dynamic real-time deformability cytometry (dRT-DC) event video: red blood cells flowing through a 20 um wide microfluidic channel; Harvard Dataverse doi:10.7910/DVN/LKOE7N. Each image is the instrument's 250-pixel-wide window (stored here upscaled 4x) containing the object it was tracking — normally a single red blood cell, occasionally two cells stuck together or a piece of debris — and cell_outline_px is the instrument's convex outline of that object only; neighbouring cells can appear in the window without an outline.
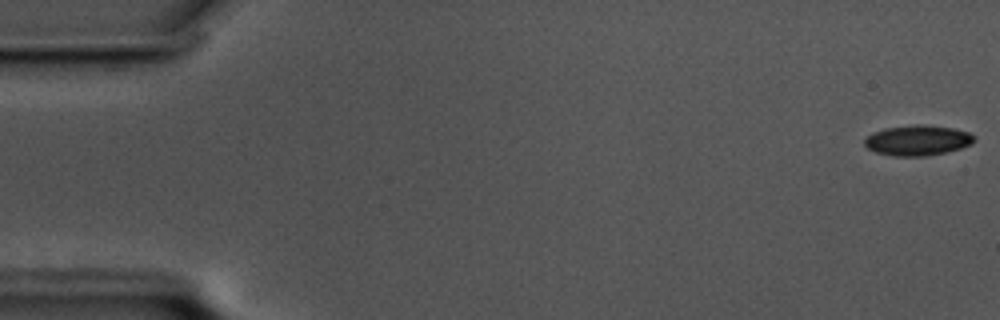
{"species": "common noctule bat (a hibernating species)", "species_latin": "Nyctalus noctula", "temperature_condition": "cold", "stored_images_in_passage": 59, "camera_frame_rate_fps": 3000, "um_per_image_px": 0.085, "animal": {"sex": "male", "body_mass_g": 17.5, "forearm_length_mm": 52.3}, "frame": {"image": 1, "passage_image": 1, "time_ms": 0.0, "image_size_px": [1000, 320], "cell_outline_px": [[976, 140], [972, 144], [960, 148], [928, 156], [892, 156], [876, 152], [868, 148], [864, 144], [864, 140], [868, 136], [884, 128], [916, 124], [924, 124], [952, 128], [968, 132], [976, 136]], "centroid_in_image_um": [78.02, 11.93], "position_along_channel_um": 7.0, "area_um2": 19.36}}
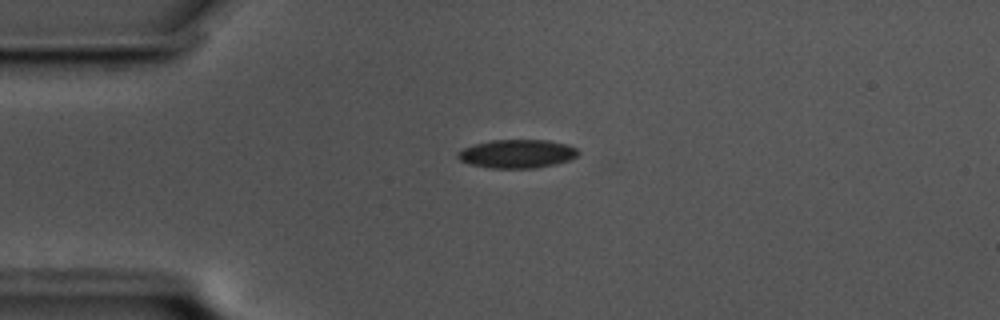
{"frame": {"image": 2, "passage_image": 14, "time_ms": 4.333, "image_size_px": [1000, 320], "cell_outline_px": [[580, 152], [576, 156], [568, 160], [536, 168], [492, 168], [472, 164], [460, 160], [456, 156], [456, 152], [464, 148], [476, 144], [492, 140], [548, 140], [568, 144], [576, 148]], "centroid_in_image_um": [43.96, 13.06], "position_along_channel_um": 41.0, "area_um2": 19.83}}
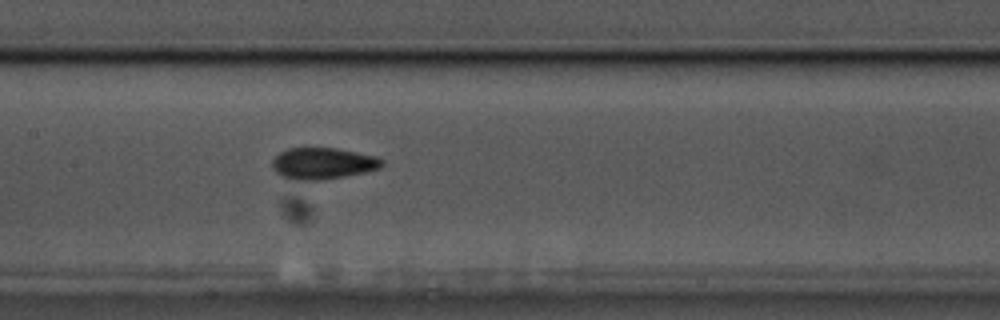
{"frame": {"image": 3, "passage_image": 28, "time_ms": 9.0, "image_size_px": [1000, 320], "cell_outline_px": [[384, 164], [380, 168], [364, 172], [344, 176], [320, 180], [292, 180], [280, 176], [272, 168], [272, 160], [280, 152], [288, 148], [336, 148], [376, 156], [384, 160]], "centroid_in_image_um": [27.42, 13.89], "position_along_channel_um": 180.0, "area_um2": 20.17}, "authors_computed_cell_mechanics": {"area_um2": 19.3052, "velocity_mm_per_s": 3.464, "shape_relaxation_time_tau1_ms": 4.8885, "shape_relaxation_time_tau2_ms": 2.4941, "deformation_change_tau1": 0.1111, "deformation_change_tau2": 0.0778}}